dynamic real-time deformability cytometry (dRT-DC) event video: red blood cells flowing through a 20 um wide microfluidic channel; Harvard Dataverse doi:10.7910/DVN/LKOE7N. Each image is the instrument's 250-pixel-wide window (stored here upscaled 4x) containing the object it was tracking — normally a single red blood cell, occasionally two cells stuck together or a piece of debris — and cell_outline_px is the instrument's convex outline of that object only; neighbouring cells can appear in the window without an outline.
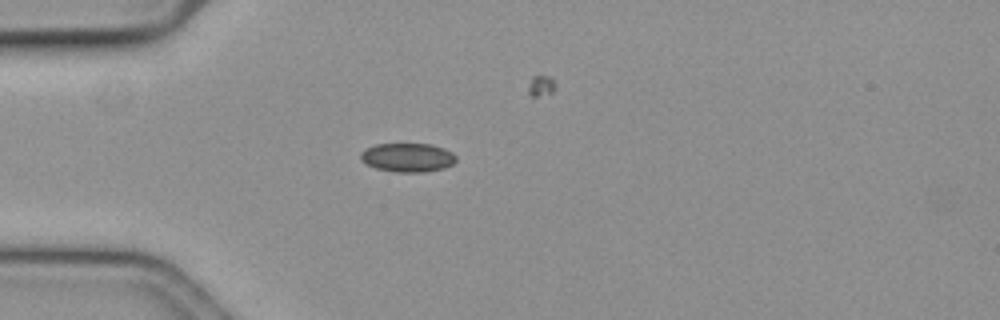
{"species": "common noctule bat (a hibernating species)", "species_latin": "Nyctalus noctula", "temperature_condition": "cold", "stored_images_in_passage": 51, "camera_frame_rate_fps": 3000, "um_per_image_px": 0.085, "animal": {"sex": "female", "body_mass_g": 19.3, "forearm_length_mm": 54.1}, "frame": {"image": 1, "passage_image": 9, "time_ms": 2.667, "image_size_px": [1000, 320], "cell_outline_px": [[456, 160], [452, 164], [444, 168], [424, 172], [396, 172], [376, 168], [360, 160], [360, 152], [364, 148], [376, 144], [432, 144], [444, 148], [452, 152], [456, 156]], "centroid_in_image_um": [34.64, 13.38], "position_along_channel_um": 50.4, "area_um2": 16.13}}
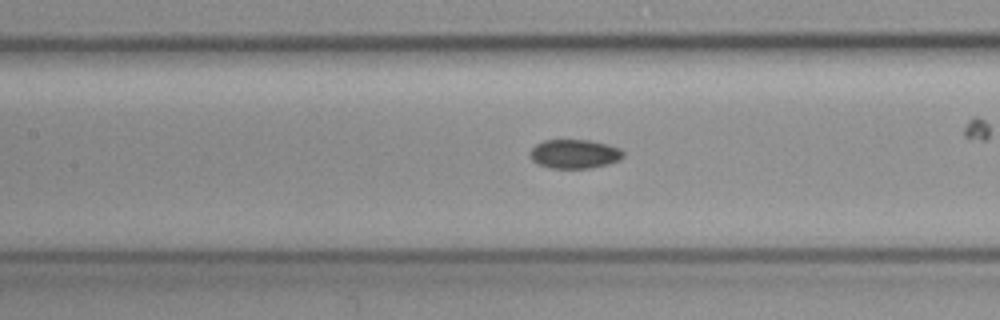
{"frame": {"image": 2, "passage_image": 19, "time_ms": 6.0, "image_size_px": [1000, 320], "cell_outline_px": [[624, 156], [620, 160], [608, 164], [592, 168], [552, 168], [536, 164], [532, 160], [532, 148], [536, 144], [544, 140], [592, 140], [608, 144], [620, 148], [624, 152]], "centroid_in_image_um": [48.88, 13.08], "position_along_channel_um": 158.5, "area_um2": 15.84}}
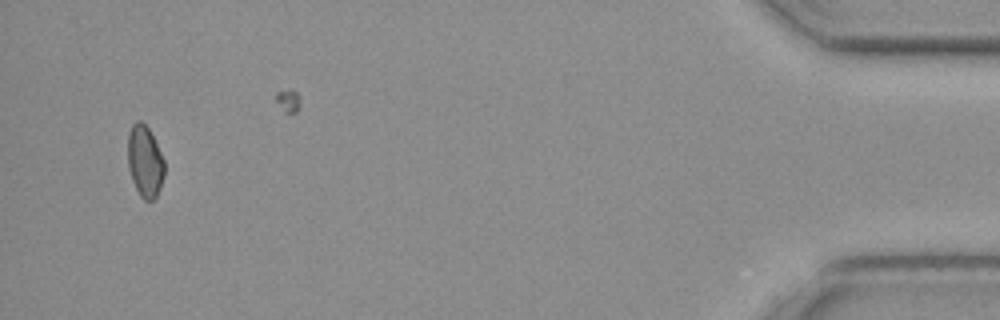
{"frame": {"image": 3, "passage_image": 48, "time_ms": 15.667, "image_size_px": [1000, 320], "cell_outline_px": [[164, 176], [160, 188], [156, 196], [152, 200], [144, 200], [140, 196], [132, 180], [128, 168], [128, 136], [132, 124], [136, 120], [140, 120], [148, 128], [164, 160]], "centroid_in_image_um": [12.3, 13.72], "position_along_channel_um": 422.9, "area_um2": 15.14}, "authors_computed_cell_mechanics": {"area_um2": 15.7216, "velocity_mm_per_s": 3.6236, "shape_relaxation_time_tau1_ms": null, "shape_relaxation_time_tau2_ms": 5.6202, "deformation_change_tau1": null, "deformation_change_tau2": 0.0794}}